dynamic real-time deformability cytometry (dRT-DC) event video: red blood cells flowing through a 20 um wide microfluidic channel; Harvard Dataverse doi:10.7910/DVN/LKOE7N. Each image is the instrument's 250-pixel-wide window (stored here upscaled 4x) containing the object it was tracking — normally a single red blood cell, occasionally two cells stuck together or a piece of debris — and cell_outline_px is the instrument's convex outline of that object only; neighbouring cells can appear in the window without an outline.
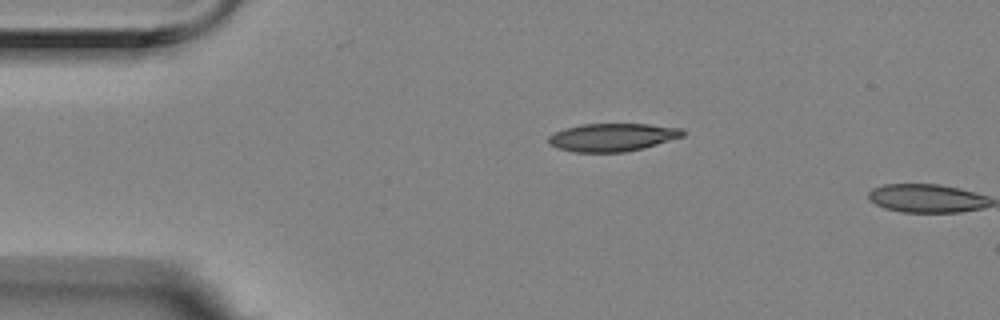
{"species": "Egyptian fruit bat (a non-hibernating species)", "species_latin": "Rousettus aegyptiacus", "temperature_condition": "room temperature", "stored_images_in_passage": 2, "camera_frame_rate_fps": 3000, "um_per_image_px": 0.085, "animal": {"sex": "female"}, "frame": {"image": 1, "passage_image": 1, "time_ms": 0.0, "image_size_px": [1000, 320], "cell_outline_px": [[684, 136], [644, 148], [624, 152], [576, 152], [556, 148], [548, 144], [548, 136], [564, 128], [580, 124], [648, 124], [684, 128]], "centroid_in_image_um": [52.05, 11.66], "position_along_channel_um": 32.9, "area_um2": 22.02}}